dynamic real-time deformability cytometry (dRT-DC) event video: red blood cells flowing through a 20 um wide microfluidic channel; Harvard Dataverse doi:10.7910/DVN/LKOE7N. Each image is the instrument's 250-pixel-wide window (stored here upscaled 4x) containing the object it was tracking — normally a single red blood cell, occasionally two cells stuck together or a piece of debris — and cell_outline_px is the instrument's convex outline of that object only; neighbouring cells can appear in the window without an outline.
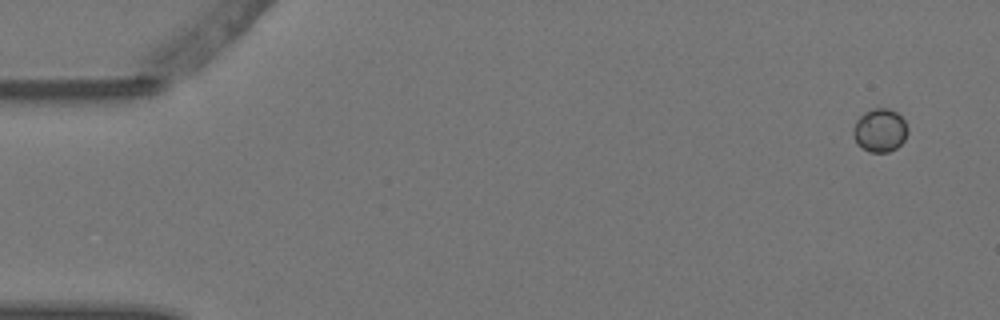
{"species": "Egyptian fruit bat (a non-hibernating species)", "species_latin": "Rousettus aegyptiacus", "temperature_condition": "warm", "stored_images_in_passage": 5, "camera_frame_rate_fps": 3000, "um_per_image_px": 0.085, "animal": {"sex": "female"}, "frame": {"image": 1, "passage_image": 1, "time_ms": 0.0, "image_size_px": [1000, 320], "cell_outline_px": [[908, 132], [904, 140], [896, 148], [888, 152], [868, 152], [856, 144], [852, 132], [856, 120], [864, 112], [872, 108], [888, 108], [896, 112], [904, 120], [908, 128]], "centroid_in_image_um": [74.77, 11.08], "position_along_channel_um": 10.2, "area_um2": 13.87}}
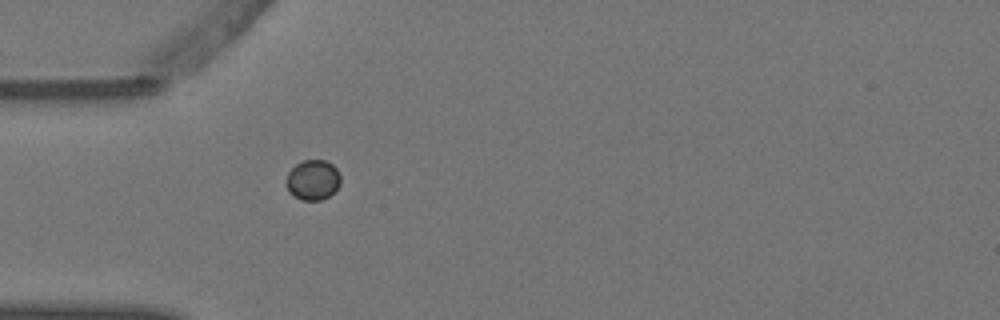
{"frame": {"image": 2, "passage_image": 5, "time_ms": 1.333, "image_size_px": [1000, 320], "cell_outline_px": [[340, 184], [328, 196], [320, 200], [300, 200], [288, 192], [284, 184], [288, 172], [296, 164], [304, 160], [324, 160], [332, 164], [336, 168], [340, 176]], "centroid_in_image_um": [26.55, 15.3], "position_along_channel_um": 58.5, "area_um2": 12.77}}